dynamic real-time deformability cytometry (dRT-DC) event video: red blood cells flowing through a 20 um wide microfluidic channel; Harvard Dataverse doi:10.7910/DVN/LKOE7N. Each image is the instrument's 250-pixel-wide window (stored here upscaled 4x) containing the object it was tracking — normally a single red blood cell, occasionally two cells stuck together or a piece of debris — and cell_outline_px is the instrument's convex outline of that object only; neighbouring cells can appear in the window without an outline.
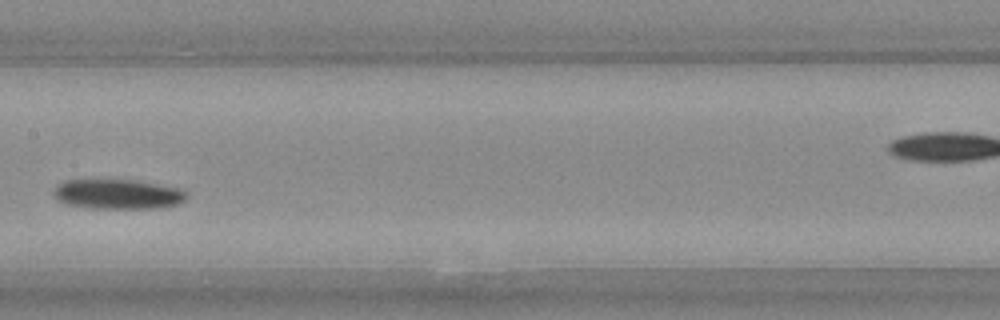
{"species": "Egyptian fruit bat (a non-hibernating species)", "species_latin": "Rousettus aegyptiacus", "temperature_condition": "warm", "stored_images_in_passage": 30, "camera_frame_rate_fps": 3000, "um_per_image_px": 0.085, "animal": {"sex": "female"}, "frame": {"image": 1, "passage_image": 13, "time_ms": 4.0, "image_size_px": [1000, 320], "cell_outline_px": [[184, 200], [176, 204], [156, 208], [92, 208], [68, 204], [60, 200], [52, 192], [60, 184], [68, 180], [132, 180], [176, 188], [184, 192]], "centroid_in_image_um": [9.97, 16.51], "position_along_channel_um": 197.4, "area_um2": 22.25}}